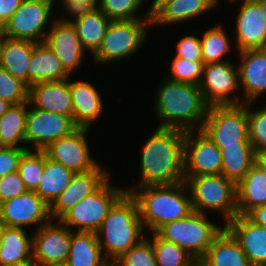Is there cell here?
I'll return each mask as SVG.
<instances>
[{
    "label": "cell",
    "mask_w": 266,
    "mask_h": 266,
    "mask_svg": "<svg viewBox=\"0 0 266 266\" xmlns=\"http://www.w3.org/2000/svg\"><path fill=\"white\" fill-rule=\"evenodd\" d=\"M185 131L156 127L141 145L139 182L132 186L173 185L185 182Z\"/></svg>",
    "instance_id": "6da1fadb"
},
{
    "label": "cell",
    "mask_w": 266,
    "mask_h": 266,
    "mask_svg": "<svg viewBox=\"0 0 266 266\" xmlns=\"http://www.w3.org/2000/svg\"><path fill=\"white\" fill-rule=\"evenodd\" d=\"M155 94L154 111L160 128L201 130L209 105L199 85L164 78Z\"/></svg>",
    "instance_id": "7a4b0ae2"
},
{
    "label": "cell",
    "mask_w": 266,
    "mask_h": 266,
    "mask_svg": "<svg viewBox=\"0 0 266 266\" xmlns=\"http://www.w3.org/2000/svg\"><path fill=\"white\" fill-rule=\"evenodd\" d=\"M126 190L136 200L141 221L149 233L156 232L162 225L184 218L194 211L185 182L129 186Z\"/></svg>",
    "instance_id": "3957f363"
},
{
    "label": "cell",
    "mask_w": 266,
    "mask_h": 266,
    "mask_svg": "<svg viewBox=\"0 0 266 266\" xmlns=\"http://www.w3.org/2000/svg\"><path fill=\"white\" fill-rule=\"evenodd\" d=\"M145 234L138 204L129 192L114 204L96 232L103 255L109 262H115L140 243L146 238Z\"/></svg>",
    "instance_id": "277c9868"
},
{
    "label": "cell",
    "mask_w": 266,
    "mask_h": 266,
    "mask_svg": "<svg viewBox=\"0 0 266 266\" xmlns=\"http://www.w3.org/2000/svg\"><path fill=\"white\" fill-rule=\"evenodd\" d=\"M185 183L194 211L220 213L225 223L237 216L236 184L222 174L185 176Z\"/></svg>",
    "instance_id": "5b68a950"
},
{
    "label": "cell",
    "mask_w": 266,
    "mask_h": 266,
    "mask_svg": "<svg viewBox=\"0 0 266 266\" xmlns=\"http://www.w3.org/2000/svg\"><path fill=\"white\" fill-rule=\"evenodd\" d=\"M223 227L212 223L207 214L193 211L188 216L162 225L155 233L179 245L194 258L203 257Z\"/></svg>",
    "instance_id": "8992f818"
},
{
    "label": "cell",
    "mask_w": 266,
    "mask_h": 266,
    "mask_svg": "<svg viewBox=\"0 0 266 266\" xmlns=\"http://www.w3.org/2000/svg\"><path fill=\"white\" fill-rule=\"evenodd\" d=\"M151 19L111 21L98 51L91 57L95 64L130 58L145 42Z\"/></svg>",
    "instance_id": "52a82bcc"
},
{
    "label": "cell",
    "mask_w": 266,
    "mask_h": 266,
    "mask_svg": "<svg viewBox=\"0 0 266 266\" xmlns=\"http://www.w3.org/2000/svg\"><path fill=\"white\" fill-rule=\"evenodd\" d=\"M201 130L219 149L252 146L248 140L247 103L209 106Z\"/></svg>",
    "instance_id": "ba28073f"
},
{
    "label": "cell",
    "mask_w": 266,
    "mask_h": 266,
    "mask_svg": "<svg viewBox=\"0 0 266 266\" xmlns=\"http://www.w3.org/2000/svg\"><path fill=\"white\" fill-rule=\"evenodd\" d=\"M127 192L112 186L108 178L95 192L78 202L59 220L76 232L96 233L114 204ZM71 227V228H70Z\"/></svg>",
    "instance_id": "9c48e42d"
},
{
    "label": "cell",
    "mask_w": 266,
    "mask_h": 266,
    "mask_svg": "<svg viewBox=\"0 0 266 266\" xmlns=\"http://www.w3.org/2000/svg\"><path fill=\"white\" fill-rule=\"evenodd\" d=\"M55 3V0H23L0 30L10 39L43 43L49 32L47 27L53 23L50 19L54 20L51 15Z\"/></svg>",
    "instance_id": "30bf717a"
},
{
    "label": "cell",
    "mask_w": 266,
    "mask_h": 266,
    "mask_svg": "<svg viewBox=\"0 0 266 266\" xmlns=\"http://www.w3.org/2000/svg\"><path fill=\"white\" fill-rule=\"evenodd\" d=\"M199 87L209 106L243 104L241 97L232 94L241 87L238 67L231 60L204 64Z\"/></svg>",
    "instance_id": "8fae6325"
},
{
    "label": "cell",
    "mask_w": 266,
    "mask_h": 266,
    "mask_svg": "<svg viewBox=\"0 0 266 266\" xmlns=\"http://www.w3.org/2000/svg\"><path fill=\"white\" fill-rule=\"evenodd\" d=\"M32 237L33 266L66 263L70 253L72 230L60 220H51L42 225L35 230Z\"/></svg>",
    "instance_id": "7c38bea8"
},
{
    "label": "cell",
    "mask_w": 266,
    "mask_h": 266,
    "mask_svg": "<svg viewBox=\"0 0 266 266\" xmlns=\"http://www.w3.org/2000/svg\"><path fill=\"white\" fill-rule=\"evenodd\" d=\"M78 127L69 116L28 108L25 125L26 144H32V150H43L57 139L70 135Z\"/></svg>",
    "instance_id": "4fadbf2b"
},
{
    "label": "cell",
    "mask_w": 266,
    "mask_h": 266,
    "mask_svg": "<svg viewBox=\"0 0 266 266\" xmlns=\"http://www.w3.org/2000/svg\"><path fill=\"white\" fill-rule=\"evenodd\" d=\"M89 128H77L70 135L50 143L43 151L46 156L74 173L93 170L99 162L91 156L87 135Z\"/></svg>",
    "instance_id": "5bb4252c"
},
{
    "label": "cell",
    "mask_w": 266,
    "mask_h": 266,
    "mask_svg": "<svg viewBox=\"0 0 266 266\" xmlns=\"http://www.w3.org/2000/svg\"><path fill=\"white\" fill-rule=\"evenodd\" d=\"M221 169V151L208 135L202 130L185 131V176L216 175Z\"/></svg>",
    "instance_id": "9a60e30c"
},
{
    "label": "cell",
    "mask_w": 266,
    "mask_h": 266,
    "mask_svg": "<svg viewBox=\"0 0 266 266\" xmlns=\"http://www.w3.org/2000/svg\"><path fill=\"white\" fill-rule=\"evenodd\" d=\"M50 206L34 191H27L0 204V224L7 227L36 229L51 221Z\"/></svg>",
    "instance_id": "2e32d148"
},
{
    "label": "cell",
    "mask_w": 266,
    "mask_h": 266,
    "mask_svg": "<svg viewBox=\"0 0 266 266\" xmlns=\"http://www.w3.org/2000/svg\"><path fill=\"white\" fill-rule=\"evenodd\" d=\"M54 18L51 20L53 23L47 33L45 43L55 53L63 68L71 74L82 65L86 51L81 45L72 22L64 15Z\"/></svg>",
    "instance_id": "e0dca14e"
},
{
    "label": "cell",
    "mask_w": 266,
    "mask_h": 266,
    "mask_svg": "<svg viewBox=\"0 0 266 266\" xmlns=\"http://www.w3.org/2000/svg\"><path fill=\"white\" fill-rule=\"evenodd\" d=\"M231 3L240 0H228ZM237 12L235 42L238 51L266 48V20L255 0H241Z\"/></svg>",
    "instance_id": "ac0fdd59"
},
{
    "label": "cell",
    "mask_w": 266,
    "mask_h": 266,
    "mask_svg": "<svg viewBox=\"0 0 266 266\" xmlns=\"http://www.w3.org/2000/svg\"><path fill=\"white\" fill-rule=\"evenodd\" d=\"M108 172L99 164L91 171L75 173L66 189L50 206L52 220H59L78 202L95 192L109 178Z\"/></svg>",
    "instance_id": "d6986e66"
},
{
    "label": "cell",
    "mask_w": 266,
    "mask_h": 266,
    "mask_svg": "<svg viewBox=\"0 0 266 266\" xmlns=\"http://www.w3.org/2000/svg\"><path fill=\"white\" fill-rule=\"evenodd\" d=\"M239 55V86L243 88V103L256 102L266 93V48L237 51ZM256 100V101H255Z\"/></svg>",
    "instance_id": "ffe728a7"
},
{
    "label": "cell",
    "mask_w": 266,
    "mask_h": 266,
    "mask_svg": "<svg viewBox=\"0 0 266 266\" xmlns=\"http://www.w3.org/2000/svg\"><path fill=\"white\" fill-rule=\"evenodd\" d=\"M224 227L239 242L253 266L266 264V227L259 226L245 215H237Z\"/></svg>",
    "instance_id": "44dd1931"
},
{
    "label": "cell",
    "mask_w": 266,
    "mask_h": 266,
    "mask_svg": "<svg viewBox=\"0 0 266 266\" xmlns=\"http://www.w3.org/2000/svg\"><path fill=\"white\" fill-rule=\"evenodd\" d=\"M29 102L44 111L62 114L73 119V106L69 78L62 81H45L29 88Z\"/></svg>",
    "instance_id": "7402d4cb"
},
{
    "label": "cell",
    "mask_w": 266,
    "mask_h": 266,
    "mask_svg": "<svg viewBox=\"0 0 266 266\" xmlns=\"http://www.w3.org/2000/svg\"><path fill=\"white\" fill-rule=\"evenodd\" d=\"M69 80L73 121L79 128L91 129V125L98 120L103 111L101 95L90 82Z\"/></svg>",
    "instance_id": "603a6c76"
},
{
    "label": "cell",
    "mask_w": 266,
    "mask_h": 266,
    "mask_svg": "<svg viewBox=\"0 0 266 266\" xmlns=\"http://www.w3.org/2000/svg\"><path fill=\"white\" fill-rule=\"evenodd\" d=\"M220 0H168L152 14L151 25H171L200 17L216 8Z\"/></svg>",
    "instance_id": "cb8c5ba5"
},
{
    "label": "cell",
    "mask_w": 266,
    "mask_h": 266,
    "mask_svg": "<svg viewBox=\"0 0 266 266\" xmlns=\"http://www.w3.org/2000/svg\"><path fill=\"white\" fill-rule=\"evenodd\" d=\"M70 17L68 19L76 29L83 49L93 56L100 48L111 20L98 7Z\"/></svg>",
    "instance_id": "d4e9b609"
},
{
    "label": "cell",
    "mask_w": 266,
    "mask_h": 266,
    "mask_svg": "<svg viewBox=\"0 0 266 266\" xmlns=\"http://www.w3.org/2000/svg\"><path fill=\"white\" fill-rule=\"evenodd\" d=\"M29 88L38 82L62 81L71 76L45 42L38 43L29 63Z\"/></svg>",
    "instance_id": "484cf974"
},
{
    "label": "cell",
    "mask_w": 266,
    "mask_h": 266,
    "mask_svg": "<svg viewBox=\"0 0 266 266\" xmlns=\"http://www.w3.org/2000/svg\"><path fill=\"white\" fill-rule=\"evenodd\" d=\"M38 43L4 36L0 66L29 87V63Z\"/></svg>",
    "instance_id": "4316f807"
},
{
    "label": "cell",
    "mask_w": 266,
    "mask_h": 266,
    "mask_svg": "<svg viewBox=\"0 0 266 266\" xmlns=\"http://www.w3.org/2000/svg\"><path fill=\"white\" fill-rule=\"evenodd\" d=\"M237 215H246L253 208L266 204V173L254 164L236 185Z\"/></svg>",
    "instance_id": "83f0119b"
},
{
    "label": "cell",
    "mask_w": 266,
    "mask_h": 266,
    "mask_svg": "<svg viewBox=\"0 0 266 266\" xmlns=\"http://www.w3.org/2000/svg\"><path fill=\"white\" fill-rule=\"evenodd\" d=\"M24 228L1 225L0 264L33 263L32 235Z\"/></svg>",
    "instance_id": "f1b7e54d"
},
{
    "label": "cell",
    "mask_w": 266,
    "mask_h": 266,
    "mask_svg": "<svg viewBox=\"0 0 266 266\" xmlns=\"http://www.w3.org/2000/svg\"><path fill=\"white\" fill-rule=\"evenodd\" d=\"M203 258L211 266H253L239 242L225 227L214 238Z\"/></svg>",
    "instance_id": "f546056e"
},
{
    "label": "cell",
    "mask_w": 266,
    "mask_h": 266,
    "mask_svg": "<svg viewBox=\"0 0 266 266\" xmlns=\"http://www.w3.org/2000/svg\"><path fill=\"white\" fill-rule=\"evenodd\" d=\"M107 262L96 233L72 231L66 266H104Z\"/></svg>",
    "instance_id": "4dcf8cb0"
},
{
    "label": "cell",
    "mask_w": 266,
    "mask_h": 266,
    "mask_svg": "<svg viewBox=\"0 0 266 266\" xmlns=\"http://www.w3.org/2000/svg\"><path fill=\"white\" fill-rule=\"evenodd\" d=\"M30 102L11 104L0 116V146L31 148L23 146L25 140L26 116Z\"/></svg>",
    "instance_id": "1f68e13d"
},
{
    "label": "cell",
    "mask_w": 266,
    "mask_h": 266,
    "mask_svg": "<svg viewBox=\"0 0 266 266\" xmlns=\"http://www.w3.org/2000/svg\"><path fill=\"white\" fill-rule=\"evenodd\" d=\"M75 173L62 164L48 158L44 152V168L41 181L34 191L49 206L66 189Z\"/></svg>",
    "instance_id": "d6a6232c"
},
{
    "label": "cell",
    "mask_w": 266,
    "mask_h": 266,
    "mask_svg": "<svg viewBox=\"0 0 266 266\" xmlns=\"http://www.w3.org/2000/svg\"><path fill=\"white\" fill-rule=\"evenodd\" d=\"M221 151V174L236 185L255 164V151L252 146H223Z\"/></svg>",
    "instance_id": "836d02e7"
},
{
    "label": "cell",
    "mask_w": 266,
    "mask_h": 266,
    "mask_svg": "<svg viewBox=\"0 0 266 266\" xmlns=\"http://www.w3.org/2000/svg\"><path fill=\"white\" fill-rule=\"evenodd\" d=\"M224 29L221 24H217L203 32L200 40L204 64L229 61L224 57L230 53L232 42Z\"/></svg>",
    "instance_id": "e575fe53"
},
{
    "label": "cell",
    "mask_w": 266,
    "mask_h": 266,
    "mask_svg": "<svg viewBox=\"0 0 266 266\" xmlns=\"http://www.w3.org/2000/svg\"><path fill=\"white\" fill-rule=\"evenodd\" d=\"M151 235L149 240L152 243L157 266H190L194 257L185 249L160 238L155 232Z\"/></svg>",
    "instance_id": "d590c367"
},
{
    "label": "cell",
    "mask_w": 266,
    "mask_h": 266,
    "mask_svg": "<svg viewBox=\"0 0 266 266\" xmlns=\"http://www.w3.org/2000/svg\"><path fill=\"white\" fill-rule=\"evenodd\" d=\"M145 0H99L98 8L111 20L151 19L150 11L147 10L140 16L137 11L142 7Z\"/></svg>",
    "instance_id": "8d00e7d4"
},
{
    "label": "cell",
    "mask_w": 266,
    "mask_h": 266,
    "mask_svg": "<svg viewBox=\"0 0 266 266\" xmlns=\"http://www.w3.org/2000/svg\"><path fill=\"white\" fill-rule=\"evenodd\" d=\"M44 168V151L27 150L21 157L18 172L29 191H35L41 181Z\"/></svg>",
    "instance_id": "74e56055"
},
{
    "label": "cell",
    "mask_w": 266,
    "mask_h": 266,
    "mask_svg": "<svg viewBox=\"0 0 266 266\" xmlns=\"http://www.w3.org/2000/svg\"><path fill=\"white\" fill-rule=\"evenodd\" d=\"M166 78L180 83L200 85L204 63L174 56ZM169 73V74H168Z\"/></svg>",
    "instance_id": "f35d334b"
},
{
    "label": "cell",
    "mask_w": 266,
    "mask_h": 266,
    "mask_svg": "<svg viewBox=\"0 0 266 266\" xmlns=\"http://www.w3.org/2000/svg\"><path fill=\"white\" fill-rule=\"evenodd\" d=\"M255 102L247 103L248 140L255 152L266 149V104L257 110Z\"/></svg>",
    "instance_id": "ab89813d"
},
{
    "label": "cell",
    "mask_w": 266,
    "mask_h": 266,
    "mask_svg": "<svg viewBox=\"0 0 266 266\" xmlns=\"http://www.w3.org/2000/svg\"><path fill=\"white\" fill-rule=\"evenodd\" d=\"M0 98L10 104L29 102V87L0 66Z\"/></svg>",
    "instance_id": "60d3db41"
},
{
    "label": "cell",
    "mask_w": 266,
    "mask_h": 266,
    "mask_svg": "<svg viewBox=\"0 0 266 266\" xmlns=\"http://www.w3.org/2000/svg\"><path fill=\"white\" fill-rule=\"evenodd\" d=\"M117 266H157L148 236L115 261Z\"/></svg>",
    "instance_id": "b9f144b4"
},
{
    "label": "cell",
    "mask_w": 266,
    "mask_h": 266,
    "mask_svg": "<svg viewBox=\"0 0 266 266\" xmlns=\"http://www.w3.org/2000/svg\"><path fill=\"white\" fill-rule=\"evenodd\" d=\"M28 191L18 171L0 178V204Z\"/></svg>",
    "instance_id": "7bdbcfd3"
},
{
    "label": "cell",
    "mask_w": 266,
    "mask_h": 266,
    "mask_svg": "<svg viewBox=\"0 0 266 266\" xmlns=\"http://www.w3.org/2000/svg\"><path fill=\"white\" fill-rule=\"evenodd\" d=\"M176 57L203 62L201 40L196 35H185L176 43Z\"/></svg>",
    "instance_id": "ee69618b"
},
{
    "label": "cell",
    "mask_w": 266,
    "mask_h": 266,
    "mask_svg": "<svg viewBox=\"0 0 266 266\" xmlns=\"http://www.w3.org/2000/svg\"><path fill=\"white\" fill-rule=\"evenodd\" d=\"M27 148L0 146V178L18 171L19 162Z\"/></svg>",
    "instance_id": "f6af8a7d"
},
{
    "label": "cell",
    "mask_w": 266,
    "mask_h": 266,
    "mask_svg": "<svg viewBox=\"0 0 266 266\" xmlns=\"http://www.w3.org/2000/svg\"><path fill=\"white\" fill-rule=\"evenodd\" d=\"M57 3L60 1V5L66 11V14L73 15L75 13L91 10L99 5V0H55Z\"/></svg>",
    "instance_id": "bcb514c9"
},
{
    "label": "cell",
    "mask_w": 266,
    "mask_h": 266,
    "mask_svg": "<svg viewBox=\"0 0 266 266\" xmlns=\"http://www.w3.org/2000/svg\"><path fill=\"white\" fill-rule=\"evenodd\" d=\"M23 0H0V28L19 8Z\"/></svg>",
    "instance_id": "7dc6e473"
},
{
    "label": "cell",
    "mask_w": 266,
    "mask_h": 266,
    "mask_svg": "<svg viewBox=\"0 0 266 266\" xmlns=\"http://www.w3.org/2000/svg\"><path fill=\"white\" fill-rule=\"evenodd\" d=\"M245 216L253 223L266 227V204L253 208Z\"/></svg>",
    "instance_id": "c3c4849f"
},
{
    "label": "cell",
    "mask_w": 266,
    "mask_h": 266,
    "mask_svg": "<svg viewBox=\"0 0 266 266\" xmlns=\"http://www.w3.org/2000/svg\"><path fill=\"white\" fill-rule=\"evenodd\" d=\"M255 164L266 173V149L255 152Z\"/></svg>",
    "instance_id": "681fc988"
},
{
    "label": "cell",
    "mask_w": 266,
    "mask_h": 266,
    "mask_svg": "<svg viewBox=\"0 0 266 266\" xmlns=\"http://www.w3.org/2000/svg\"><path fill=\"white\" fill-rule=\"evenodd\" d=\"M190 266H211L203 257L193 258Z\"/></svg>",
    "instance_id": "f907efd6"
},
{
    "label": "cell",
    "mask_w": 266,
    "mask_h": 266,
    "mask_svg": "<svg viewBox=\"0 0 266 266\" xmlns=\"http://www.w3.org/2000/svg\"><path fill=\"white\" fill-rule=\"evenodd\" d=\"M164 1L168 0H153L149 5L150 7L147 8L150 11V14H152Z\"/></svg>",
    "instance_id": "816d5d0a"
},
{
    "label": "cell",
    "mask_w": 266,
    "mask_h": 266,
    "mask_svg": "<svg viewBox=\"0 0 266 266\" xmlns=\"http://www.w3.org/2000/svg\"><path fill=\"white\" fill-rule=\"evenodd\" d=\"M10 103L0 98V116L8 110Z\"/></svg>",
    "instance_id": "f5cc1de1"
},
{
    "label": "cell",
    "mask_w": 266,
    "mask_h": 266,
    "mask_svg": "<svg viewBox=\"0 0 266 266\" xmlns=\"http://www.w3.org/2000/svg\"><path fill=\"white\" fill-rule=\"evenodd\" d=\"M255 1L259 4L262 15L266 20V0H255Z\"/></svg>",
    "instance_id": "db71d44e"
},
{
    "label": "cell",
    "mask_w": 266,
    "mask_h": 266,
    "mask_svg": "<svg viewBox=\"0 0 266 266\" xmlns=\"http://www.w3.org/2000/svg\"><path fill=\"white\" fill-rule=\"evenodd\" d=\"M0 266H33V263L0 264Z\"/></svg>",
    "instance_id": "11a10c76"
},
{
    "label": "cell",
    "mask_w": 266,
    "mask_h": 266,
    "mask_svg": "<svg viewBox=\"0 0 266 266\" xmlns=\"http://www.w3.org/2000/svg\"><path fill=\"white\" fill-rule=\"evenodd\" d=\"M3 41H4V35H3L2 31L0 30V63H1Z\"/></svg>",
    "instance_id": "9f6ffc18"
},
{
    "label": "cell",
    "mask_w": 266,
    "mask_h": 266,
    "mask_svg": "<svg viewBox=\"0 0 266 266\" xmlns=\"http://www.w3.org/2000/svg\"><path fill=\"white\" fill-rule=\"evenodd\" d=\"M104 266H117L115 262H107Z\"/></svg>",
    "instance_id": "6f0895ef"
},
{
    "label": "cell",
    "mask_w": 266,
    "mask_h": 266,
    "mask_svg": "<svg viewBox=\"0 0 266 266\" xmlns=\"http://www.w3.org/2000/svg\"><path fill=\"white\" fill-rule=\"evenodd\" d=\"M47 266H66L65 264L47 265Z\"/></svg>",
    "instance_id": "680465c9"
},
{
    "label": "cell",
    "mask_w": 266,
    "mask_h": 266,
    "mask_svg": "<svg viewBox=\"0 0 266 266\" xmlns=\"http://www.w3.org/2000/svg\"><path fill=\"white\" fill-rule=\"evenodd\" d=\"M1 224H0V248H1Z\"/></svg>",
    "instance_id": "91938a15"
}]
</instances>
